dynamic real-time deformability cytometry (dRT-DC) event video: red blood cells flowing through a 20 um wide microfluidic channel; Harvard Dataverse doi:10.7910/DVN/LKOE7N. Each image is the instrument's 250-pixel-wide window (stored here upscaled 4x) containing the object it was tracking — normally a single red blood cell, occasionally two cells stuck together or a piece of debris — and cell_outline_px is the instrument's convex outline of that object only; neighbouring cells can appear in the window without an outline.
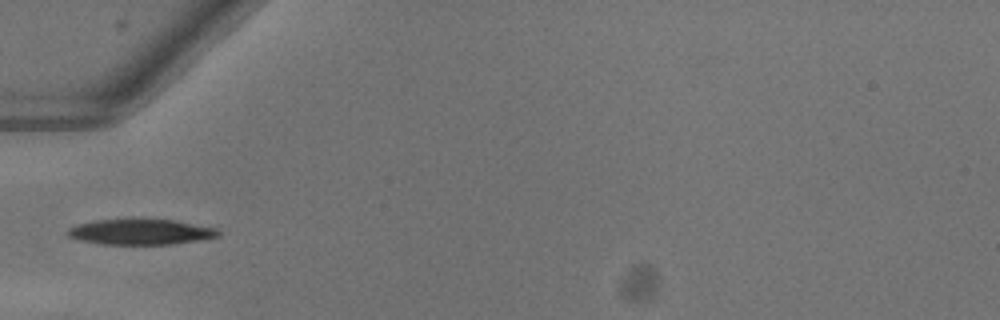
{"species": "common noctule bat (a hibernating species)", "species_latin": "Nyctalus noctula", "temperature_condition": "warm", "stored_images_in_passage": 34, "camera_frame_rate_fps": 3000, "um_per_image_px": 0.085, "animal": {"sex": "female"}, "frame": {"image": 1, "passage_image": 1, "time_ms": 0.0, "image_size_px": [1000, 320], "cell_outline_px": [[220, 236], [172, 244], [100, 244], [80, 240], [68, 236], [68, 228], [76, 224], [96, 220], [176, 220], [216, 228], [220, 232]], "centroid_in_image_um": [11.95, 19.71], "position_along_channel_um": 73.1, "area_um2": 22.08}}
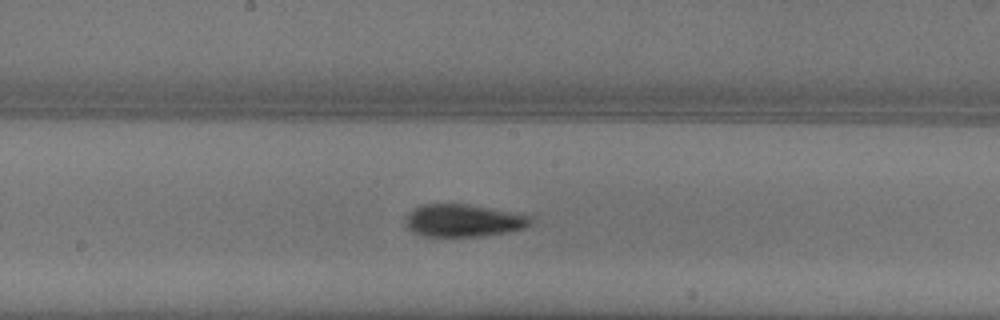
{"frame": {"image": 2, "passage_image": 11, "time_ms": 3.333, "image_size_px": [1000, 320], "cell_outline_px": [[532, 224], [524, 228], [504, 232], [480, 236], [420, 236], [412, 232], [408, 228], [404, 220], [408, 212], [412, 208], [424, 204], [468, 204], [516, 212], [532, 216]], "centroid_in_image_um": [39.37, 18.73], "position_along_channel_um": 208.8, "area_um2": 23.93}}
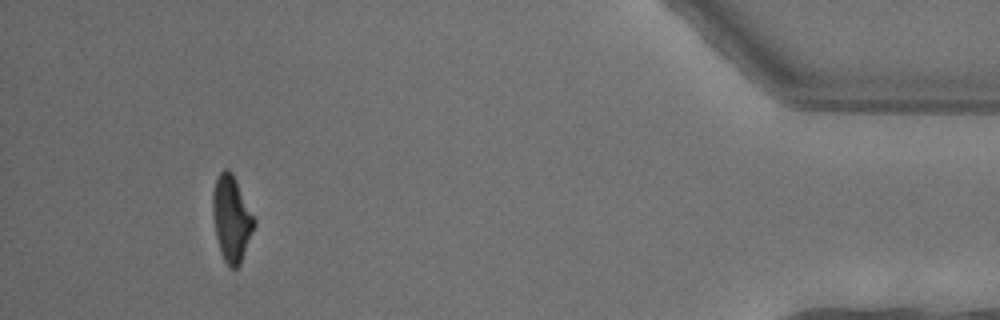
{"frame": {"image": 3, "passage_image": 31, "time_ms": 10.0, "image_size_px": [1000, 320], "cell_outline_px": [[256, 224], [240, 264], [236, 268], [228, 268], [220, 252], [216, 236], [212, 212], [212, 192], [216, 180], [220, 172], [224, 168], [228, 168], [232, 172], [256, 220]], "centroid_in_image_um": [19.67, 18.58], "position_along_channel_um": 415.5, "area_um2": 20.81}, "authors_computed_cell_mechanics": {"area_um2": 22.4842, "velocity_mm_per_s": 4.0505, "shape_relaxation_time_tau1_ms": 3.9858, "shape_relaxation_time_tau2_ms": 2.3701, "deformation_change_tau1": 0.1665, "deformation_change_tau2": 0.0718}}